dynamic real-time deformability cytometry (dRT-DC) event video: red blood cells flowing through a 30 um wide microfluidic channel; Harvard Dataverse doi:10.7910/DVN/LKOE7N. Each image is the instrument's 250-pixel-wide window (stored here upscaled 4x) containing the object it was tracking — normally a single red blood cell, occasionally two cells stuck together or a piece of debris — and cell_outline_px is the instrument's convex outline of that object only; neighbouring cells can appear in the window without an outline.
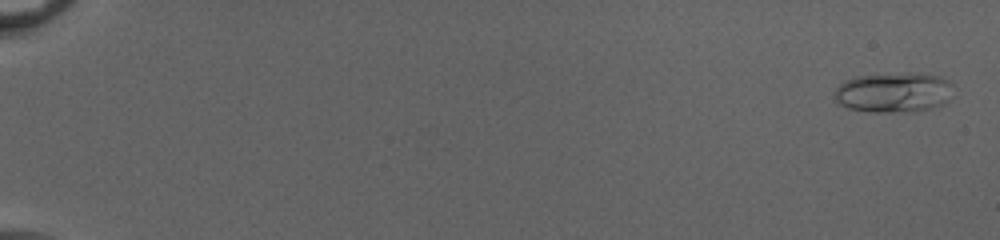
{"species": "common noctule bat (a hibernating species)", "species_latin": "Nyctalus noctula", "temperature_condition": "cold", "stored_images_in_passage": 53, "camera_frame_rate_fps": 3000, "um_per_image_px": 0.085, "animal": {"sex": "female", "body_mass_g": 20.0, "forearm_length_mm": 54.0}, "frame": {"image": 1, "passage_image": 2, "time_ms": 0.333, "image_size_px": [1000, 240], "cell_outline_px": [[952, 84], [948, 100], [944, 104], [932, 108], [916, 112], [872, 112], [848, 108], [840, 104], [836, 100], [836, 88], [844, 80], [856, 76], [908, 72], [912, 72], [940, 76], [948, 80]], "centroid_in_image_um": [75.98, 7.85], "position_along_channel_um": 9.0, "area_um2": 27.92}}
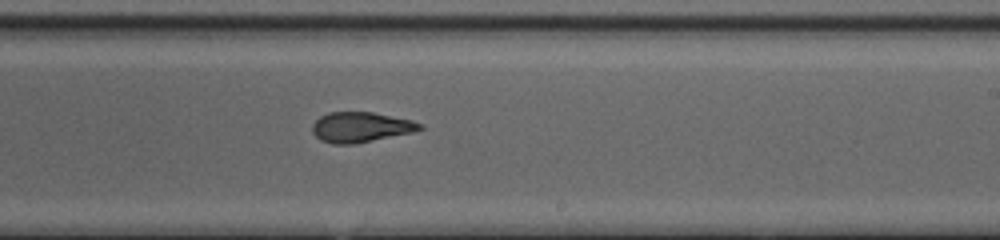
{"frame": {"image": 2, "passage_image": 35, "time_ms": 11.333, "image_size_px": [1000, 240], "cell_outline_px": [[424, 128], [416, 132], [356, 144], [332, 144], [320, 140], [312, 132], [312, 124], [320, 116], [328, 112], [372, 112], [412, 120], [424, 124]], "centroid_in_image_um": [30.69, 10.82], "position_along_channel_um": 258.3, "area_um2": 19.25}}
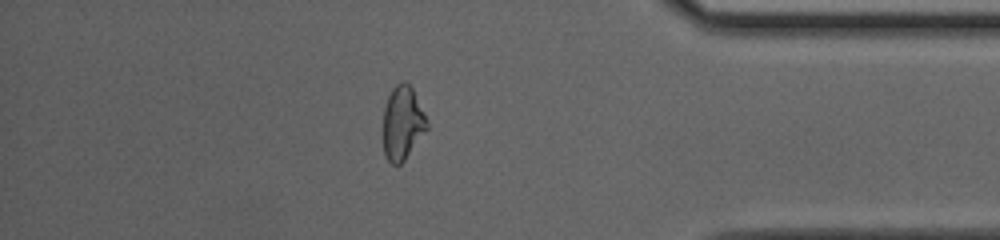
{"frame": {"image": 3, "passage_image": 47, "time_ms": 15.333, "image_size_px": [1000, 240], "cell_outline_px": [[428, 128], [404, 160], [400, 164], [392, 164], [384, 156], [384, 108], [388, 96], [392, 88], [396, 84], [404, 80], [412, 88], [428, 120]], "centroid_in_image_um": [34.22, 10.44], "position_along_channel_um": 401.0, "area_um2": 18.67}, "authors_computed_cell_mechanics": {"area_um2": 19.5364, "velocity_mm_per_s": 4.0902, "shape_relaxation_time_tau1_ms": 5.4495, "shape_relaxation_time_tau2_ms": 1.4137, "deformation_change_tau1": 0.2121, "deformation_change_tau2": 0.0928}}